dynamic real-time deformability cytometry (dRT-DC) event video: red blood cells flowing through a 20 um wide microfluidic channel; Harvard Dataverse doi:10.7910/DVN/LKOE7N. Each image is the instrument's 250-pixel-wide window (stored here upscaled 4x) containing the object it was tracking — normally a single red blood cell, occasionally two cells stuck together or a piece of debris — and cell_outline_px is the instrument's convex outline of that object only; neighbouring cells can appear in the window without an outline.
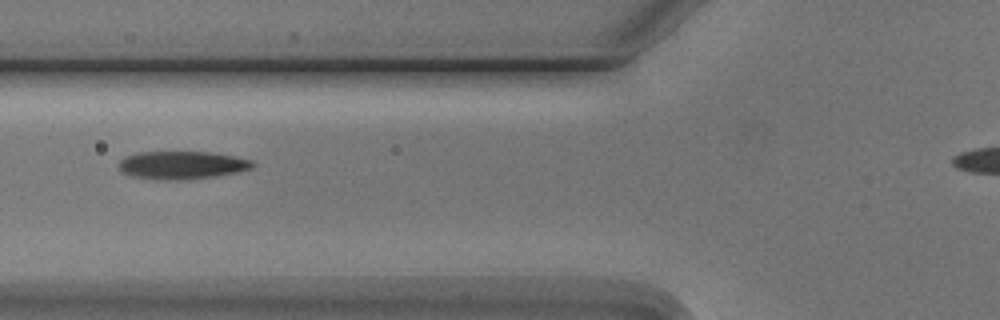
{"species": "Egyptian fruit bat (a non-hibernating species)", "species_latin": "Rousettus aegyptiacus", "temperature_condition": "cold", "stored_images_in_passage": 5, "camera_frame_rate_fps": 3000, "um_per_image_px": 0.085, "animal": {"sex": "male"}, "frame": {"image": 1, "passage_image": 3, "time_ms": 2.333, "image_size_px": [1000, 320], "cell_outline_px": [[256, 164], [252, 168], [240, 172], [216, 176], [188, 180], [156, 180], [132, 176], [124, 172], [120, 168], [120, 160], [124, 156], [136, 152], [212, 152], [252, 160]], "centroid_in_image_um": [15.49, 14.04], "position_along_channel_um": 110.3, "area_um2": 22.02}}
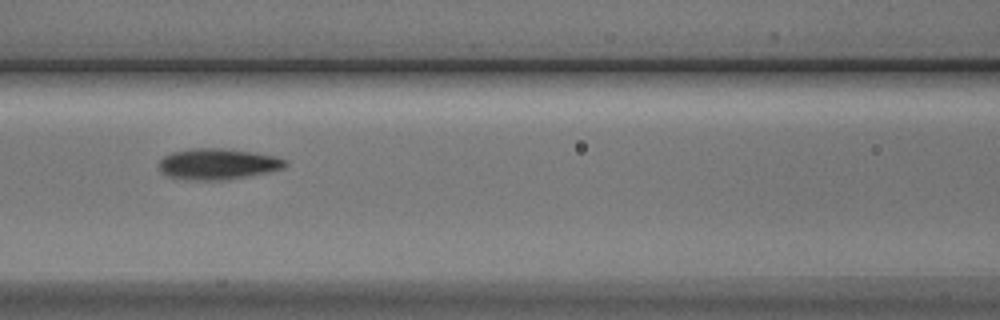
{"frame": {"image": 2, "passage_image": 4, "time_ms": 3.333, "image_size_px": [1000, 320], "cell_outline_px": [[288, 164], [284, 168], [224, 180], [188, 180], [168, 176], [160, 172], [160, 160], [164, 156], [172, 152], [188, 148], [220, 148], [252, 152], [272, 156], [284, 160]], "centroid_in_image_um": [18.44, 13.93], "position_along_channel_um": 148.2, "area_um2": 22.48}}
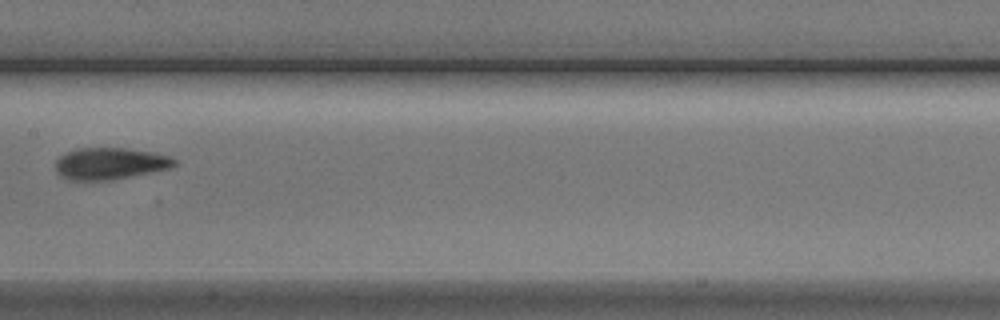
{"frame": {"image": 3, "passage_image": 5, "time_ms": 4.667, "image_size_px": [1000, 320], "cell_outline_px": [[176, 164], [168, 168], [112, 180], [68, 180], [60, 176], [56, 172], [56, 160], [60, 156], [76, 148], [124, 148], [152, 152], [168, 156], [176, 160]], "centroid_in_image_um": [9.3, 13.9], "position_along_channel_um": 198.1, "area_um2": 21.79}}